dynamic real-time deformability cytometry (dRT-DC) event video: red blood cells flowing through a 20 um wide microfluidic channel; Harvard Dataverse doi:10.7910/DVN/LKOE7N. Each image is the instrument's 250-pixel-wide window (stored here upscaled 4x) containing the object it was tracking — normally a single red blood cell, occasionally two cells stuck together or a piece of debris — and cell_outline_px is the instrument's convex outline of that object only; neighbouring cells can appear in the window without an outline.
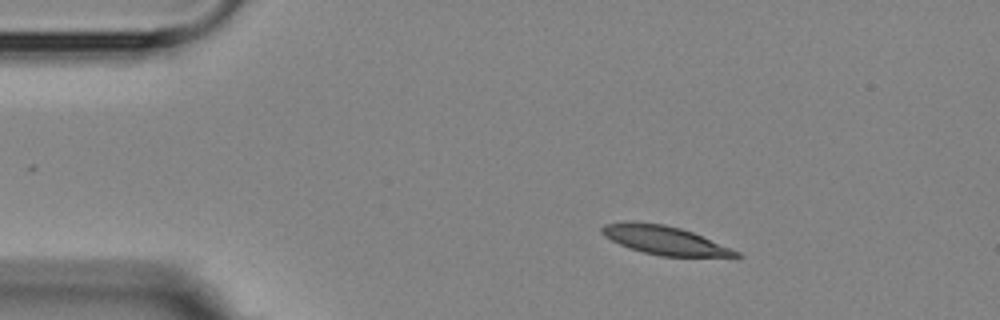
{"species": "Egyptian fruit bat (a non-hibernating species)", "species_latin": "Rousettus aegyptiacus", "temperature_condition": "room temperature", "stored_images_in_passage": 4, "camera_frame_rate_fps": 3000, "um_per_image_px": 0.085, "animal": {"sex": "female"}, "frame": {"image": 1, "passage_image": 1, "time_ms": 0.0, "image_size_px": [1000, 320], "cell_outline_px": [[744, 256], [660, 256], [628, 248], [604, 236], [600, 232], [600, 228], [604, 224], [628, 220], [632, 220], [664, 224], [680, 228], [692, 232], [732, 248], [740, 252]], "centroid_in_image_um": [56.43, 20.39], "position_along_channel_um": 28.6, "area_um2": 22.43}}
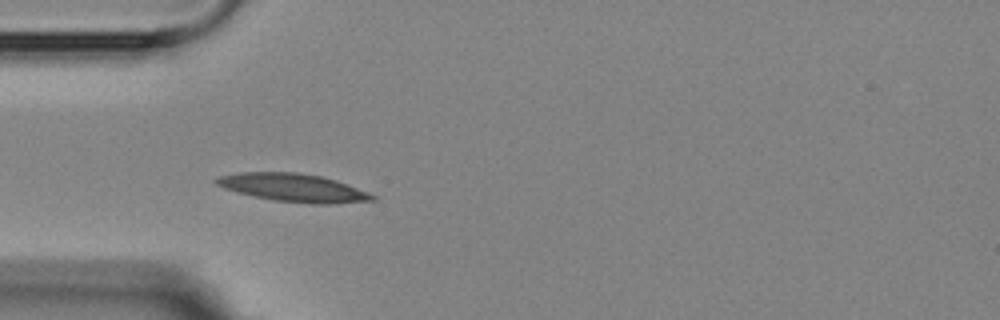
{"frame": {"image": 2, "passage_image": 3, "time_ms": 2.333, "image_size_px": [1000, 320], "cell_outline_px": [[376, 200], [328, 204], [312, 204], [276, 200], [256, 196], [224, 188], [216, 184], [212, 180], [220, 176], [240, 172], [296, 172], [320, 176], [336, 180], [368, 192], [376, 196]], "centroid_in_image_um": [24.95, 15.95], "position_along_channel_um": 60.1, "area_um2": 25.2}}
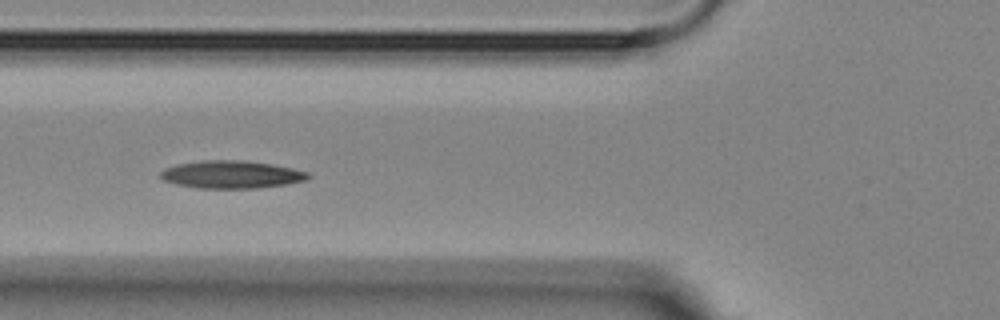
{"frame": {"image": 3, "passage_image": 4, "time_ms": 3.667, "image_size_px": [1000, 320], "cell_outline_px": [[312, 176], [308, 180], [260, 188], [196, 188], [176, 184], [164, 180], [160, 176], [160, 172], [164, 168], [176, 164], [204, 160], [244, 160], [272, 164], [292, 168], [308, 172]], "centroid_in_image_um": [19.68, 14.83], "position_along_channel_um": 106.1, "area_um2": 23.93}}